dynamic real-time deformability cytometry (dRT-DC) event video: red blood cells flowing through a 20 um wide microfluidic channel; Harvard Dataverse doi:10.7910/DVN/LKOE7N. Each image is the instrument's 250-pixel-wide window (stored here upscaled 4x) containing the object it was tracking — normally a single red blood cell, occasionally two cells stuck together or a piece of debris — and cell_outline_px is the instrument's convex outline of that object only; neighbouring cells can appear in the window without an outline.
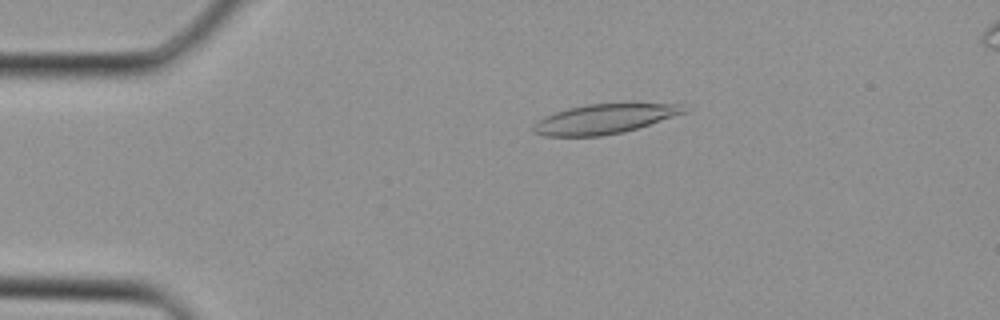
{"species": "Egyptian fruit bat (a non-hibernating species)", "species_latin": "Rousettus aegyptiacus", "temperature_condition": "cold", "stored_images_in_passage": 15, "camera_frame_rate_fps": 3000, "um_per_image_px": 0.085, "animal": {"sex": "female"}, "frame": {"image": 1, "passage_image": 7, "time_ms": 2.0, "image_size_px": [1000, 320], "cell_outline_px": [[688, 112], [624, 132], [600, 136], [544, 136], [532, 132], [532, 128], [536, 120], [544, 116], [568, 108], [588, 104], [680, 104]], "centroid_in_image_um": [51.31, 10.12], "position_along_channel_um": 33.7, "area_um2": 25.78}}
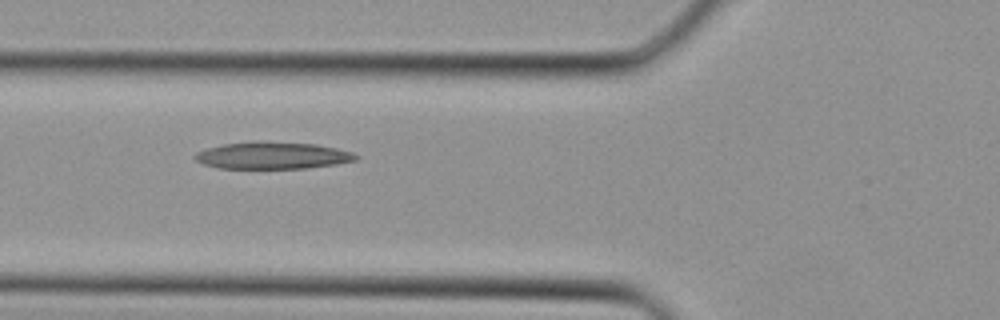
{"frame": {"image": 2, "passage_image": 13, "time_ms": 4.0, "image_size_px": [1000, 320], "cell_outline_px": [[360, 156], [356, 160], [336, 164], [304, 168], [216, 168], [204, 164], [196, 160], [192, 156], [196, 152], [208, 148], [224, 144], [256, 140], [316, 144], [336, 148], [352, 152]], "centroid_in_image_um": [23.15, 13.2], "position_along_channel_um": 102.7, "area_um2": 25.43}}
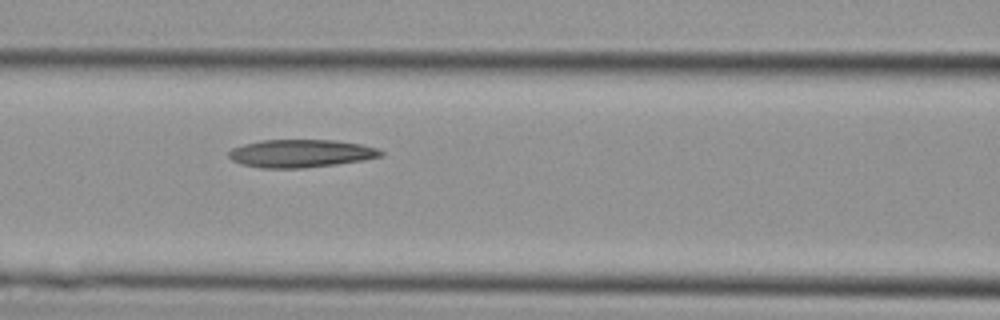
{"frame": {"image": 3, "passage_image": 15, "time_ms": 4.667, "image_size_px": [1000, 320], "cell_outline_px": [[384, 156], [364, 160], [336, 164], [304, 168], [264, 168], [240, 164], [232, 160], [228, 156], [228, 152], [232, 148], [244, 144], [260, 140], [336, 140], [360, 144], [380, 148], [384, 152]], "centroid_in_image_um": [25.6, 13.04], "position_along_channel_um": 141.0, "area_um2": 24.91}}